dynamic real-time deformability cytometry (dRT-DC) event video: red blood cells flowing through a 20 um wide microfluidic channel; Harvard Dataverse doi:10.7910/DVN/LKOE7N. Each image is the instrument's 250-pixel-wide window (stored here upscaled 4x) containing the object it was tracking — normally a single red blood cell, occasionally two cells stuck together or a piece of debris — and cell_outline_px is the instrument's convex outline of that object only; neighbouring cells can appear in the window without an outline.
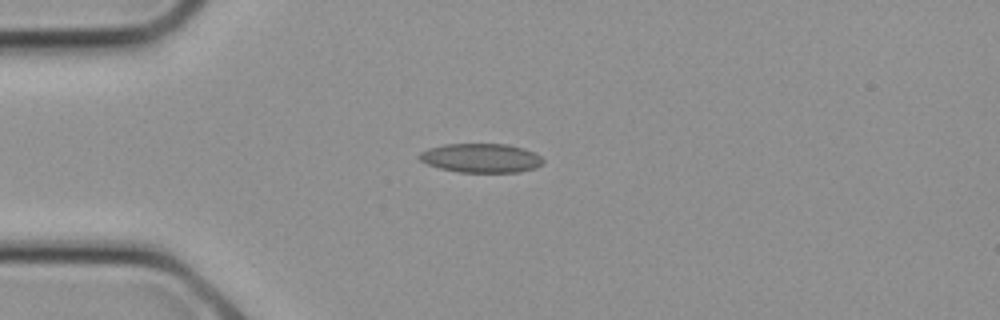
{"species": "common noctule bat (a hibernating species)", "species_latin": "Nyctalus noctula", "temperature_condition": "cold", "stored_images_in_passage": 4, "camera_frame_rate_fps": 3000, "um_per_image_px": 0.085, "animal": {"sex": "female", "body_mass_g": 21.9}, "frame": {"image": 1, "passage_image": 1, "time_ms": 0.0, "image_size_px": [1000, 320], "cell_outline_px": [[544, 164], [536, 168], [520, 172], [460, 172], [440, 168], [428, 164], [420, 160], [416, 156], [420, 152], [428, 148], [444, 144], [508, 144], [524, 148], [536, 152], [544, 160]], "centroid_in_image_um": [40.92, 13.43], "position_along_channel_um": 44.1, "area_um2": 21.21}}
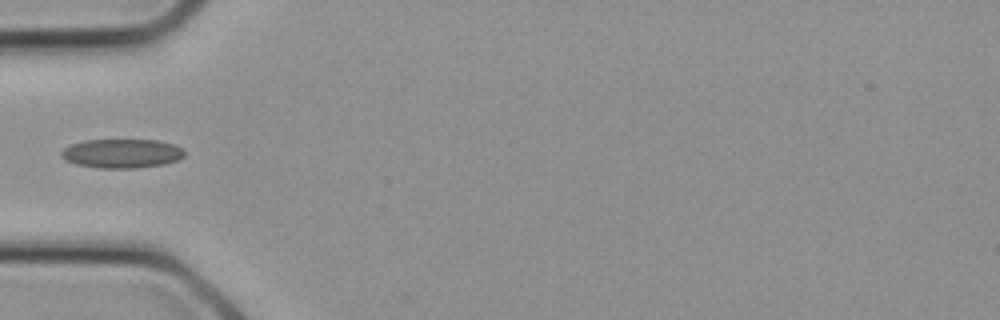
{"frame": {"image": 2, "passage_image": 3, "time_ms": 0.667, "image_size_px": [1000, 320], "cell_outline_px": [[184, 156], [180, 160], [164, 164], [136, 168], [100, 168], [76, 164], [64, 160], [60, 156], [60, 152], [64, 148], [72, 144], [84, 140], [160, 140], [176, 144], [184, 148]], "centroid_in_image_um": [10.39, 13.04], "position_along_channel_um": 74.6, "area_um2": 21.15}}